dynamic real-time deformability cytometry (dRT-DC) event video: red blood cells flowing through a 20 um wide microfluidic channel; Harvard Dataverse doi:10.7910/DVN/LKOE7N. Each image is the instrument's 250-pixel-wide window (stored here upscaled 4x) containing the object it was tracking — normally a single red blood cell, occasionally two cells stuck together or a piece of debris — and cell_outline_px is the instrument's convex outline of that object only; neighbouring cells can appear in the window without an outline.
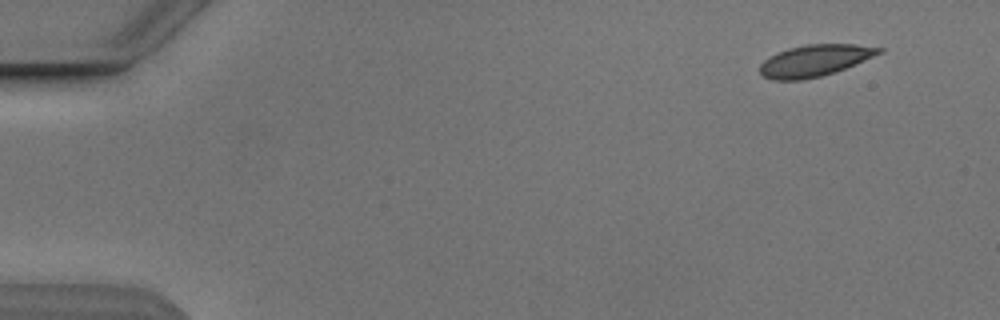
{"species": "Egyptian fruit bat (a non-hibernating species)", "species_latin": "Rousettus aegyptiacus", "temperature_condition": "cold", "stored_images_in_passage": 6, "camera_frame_rate_fps": 3000, "um_per_image_px": 0.085, "animal": {"sex": "male"}, "frame": {"image": 1, "passage_image": 1, "time_ms": 0.0, "image_size_px": [1000, 320], "cell_outline_px": [[884, 52], [836, 72], [804, 80], [772, 80], [764, 76], [760, 72], [760, 64], [764, 60], [788, 48], [804, 44], [856, 44], [884, 48]], "centroid_in_image_um": [69.29, 5.14], "position_along_channel_um": 15.7, "area_um2": 21.91}}
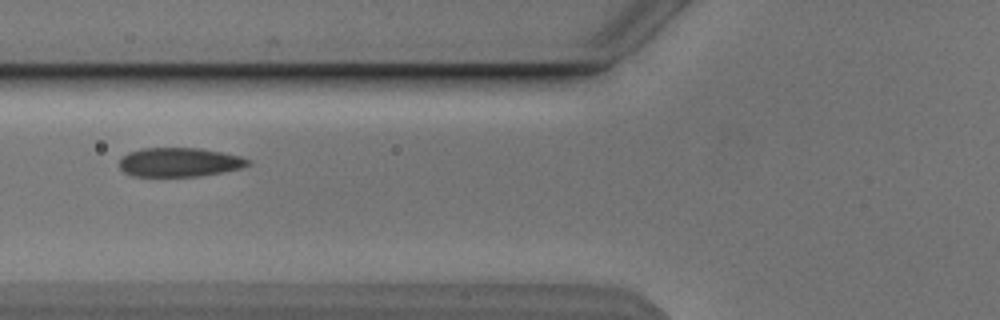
{"frame": {"image": 2, "passage_image": 6, "time_ms": 5.667, "image_size_px": [1000, 320], "cell_outline_px": [[252, 164], [244, 168], [224, 172], [200, 176], [132, 176], [124, 172], [120, 168], [120, 160], [128, 152], [140, 148], [200, 148], [240, 156], [252, 160]], "centroid_in_image_um": [15.3, 13.79], "position_along_channel_um": 110.5, "area_um2": 21.96}}